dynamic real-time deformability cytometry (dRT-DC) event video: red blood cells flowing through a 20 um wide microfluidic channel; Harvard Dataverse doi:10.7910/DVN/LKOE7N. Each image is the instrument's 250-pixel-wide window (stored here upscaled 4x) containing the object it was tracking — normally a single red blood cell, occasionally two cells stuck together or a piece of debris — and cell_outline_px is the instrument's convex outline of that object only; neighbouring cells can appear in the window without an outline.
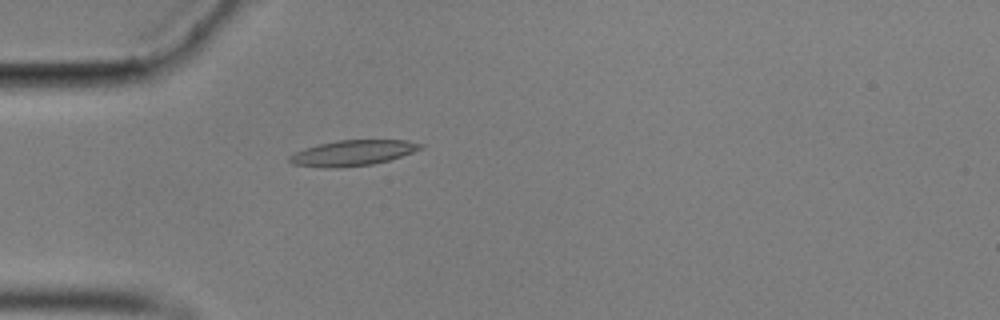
{"species": "common noctule bat (a hibernating species)", "species_latin": "Nyctalus noctula", "temperature_condition": "cold", "stored_images_in_passage": 56, "camera_frame_rate_fps": 3000, "um_per_image_px": 0.085, "animal": {"sex": "male", "body_mass_g": 17.9}, "frame": {"image": 1, "passage_image": 16, "time_ms": 5.0, "image_size_px": [1000, 320], "cell_outline_px": [[424, 148], [388, 160], [372, 164], [340, 168], [324, 168], [292, 164], [288, 160], [288, 156], [304, 148], [336, 140], [408, 140], [424, 144]], "centroid_in_image_um": [29.97, 13.0], "position_along_channel_um": 55.0, "area_um2": 19.54}}
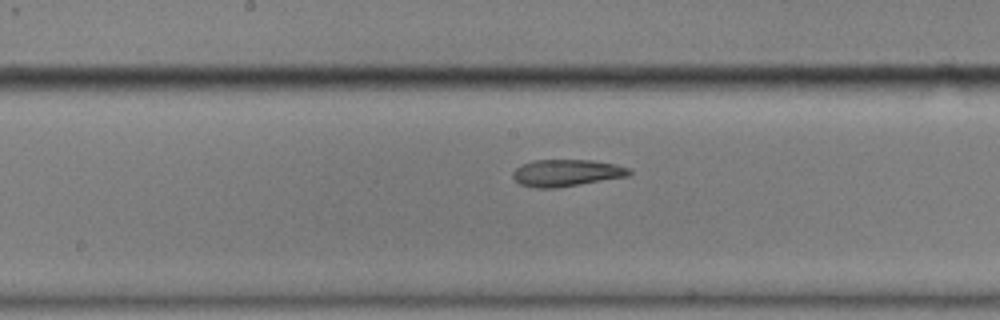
{"frame": {"image": 2, "passage_image": 29, "time_ms": 9.333, "image_size_px": [1000, 320], "cell_outline_px": [[632, 172], [628, 176], [556, 188], [536, 188], [520, 184], [512, 176], [512, 172], [516, 168], [532, 160], [592, 160], [616, 164], [628, 168]], "centroid_in_image_um": [48.14, 14.69], "position_along_channel_um": 200.1, "area_um2": 18.15}}
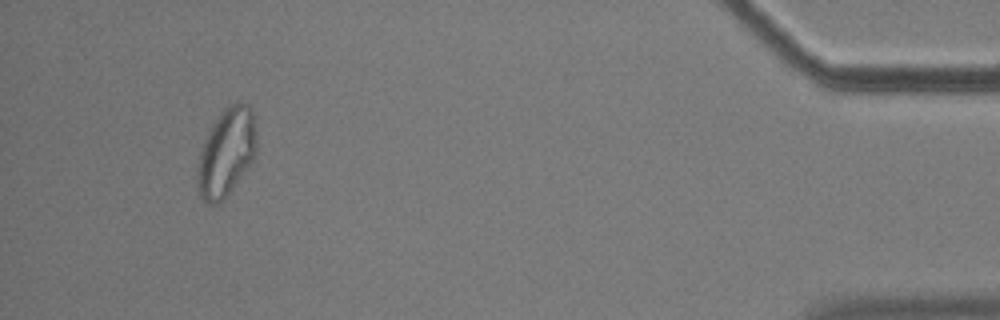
{"frame": {"image": 3, "passage_image": 53, "time_ms": 17.333, "image_size_px": [1000, 320], "cell_outline_px": [[256, 156], [224, 200], [212, 208], [200, 196], [196, 188], [196, 164], [200, 148], [212, 124], [224, 108], [228, 104], [240, 100], [248, 104], [252, 108], [256, 132]], "centroid_in_image_um": [19.21, 12.97], "position_along_channel_um": 416.0, "area_um2": 31.21}, "authors_computed_cell_mechanics": {"area_um2": 19.1318, "velocity_mm_per_s": 3.5068, "shape_relaxation_time_tau1_ms": null, "shape_relaxation_time_tau2_ms": 5.5014, "deformation_change_tau1": null, "deformation_change_tau2": 0.1361}}